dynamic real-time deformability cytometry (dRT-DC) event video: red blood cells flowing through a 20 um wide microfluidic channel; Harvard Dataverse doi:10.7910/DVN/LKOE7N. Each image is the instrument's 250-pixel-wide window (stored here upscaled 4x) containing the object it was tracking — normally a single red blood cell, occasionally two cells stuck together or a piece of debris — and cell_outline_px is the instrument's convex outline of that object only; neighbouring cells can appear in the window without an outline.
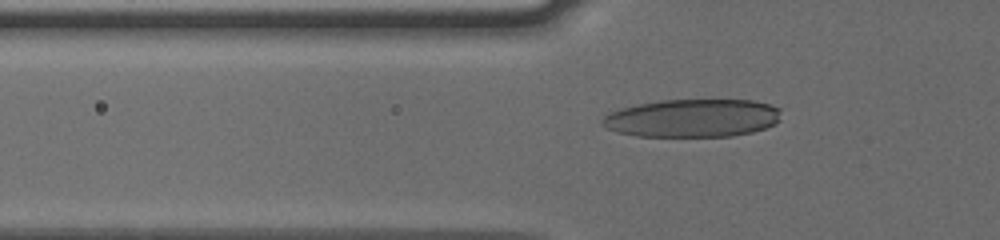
{"species": "human", "species_latin": "Homo sapiens", "temperature_condition": "cold", "stored_images_in_passage": 42, "camera_frame_rate_fps": 3000, "um_per_image_px": 0.085, "donor": {"sex": "male"}, "frame": {"image": 1, "passage_image": 7, "time_ms": 2.0, "image_size_px": [1000, 240], "cell_outline_px": [[780, 120], [776, 124], [752, 132], [732, 136], [636, 136], [616, 132], [600, 124], [600, 120], [604, 116], [612, 112], [624, 108], [640, 104], [660, 100], [752, 100], [768, 104], [780, 108]], "centroid_in_image_um": [58.88, 10.04], "position_along_channel_um": 66.9, "area_um2": 39.59}}
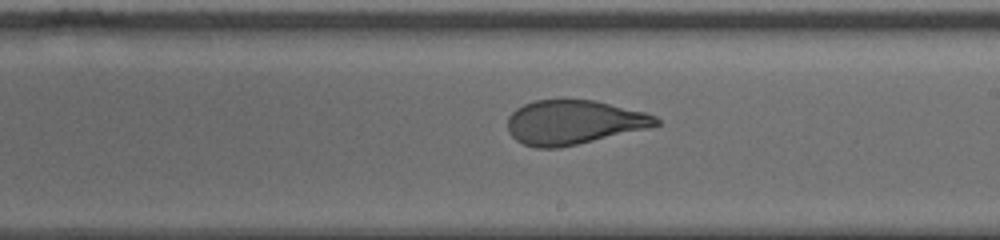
{"frame": {"image": 2, "passage_image": 21, "time_ms": 6.667, "image_size_px": [1000, 240], "cell_outline_px": [[660, 124], [648, 128], [560, 148], [536, 148], [524, 144], [516, 140], [508, 132], [508, 116], [516, 108], [524, 104], [536, 100], [592, 100], [644, 112], [656, 116], [660, 120]], "centroid_in_image_um": [48.74, 10.4], "position_along_channel_um": 240.3, "area_um2": 38.03}}
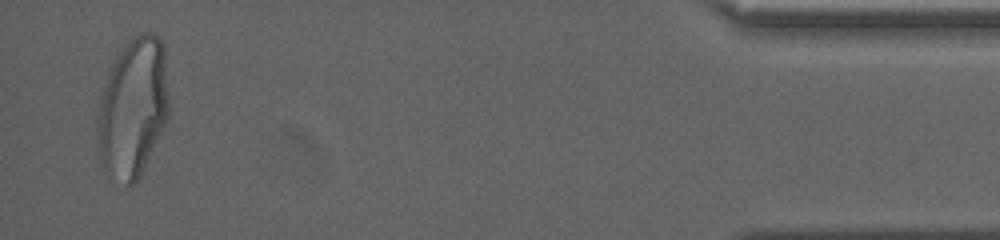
{"frame": {"image": 3, "passage_image": 41, "time_ms": 13.333, "image_size_px": [1000, 240], "cell_outline_px": [[168, 116], [144, 168], [140, 176], [132, 184], [128, 184], [104, 168], [100, 156], [96, 140], [96, 116], [100, 96], [112, 64], [116, 56], [128, 40], [140, 32], [152, 32], [164, 44], [168, 104]], "centroid_in_image_um": [11.28, 9.1], "position_along_channel_um": 423.9, "area_um2": 57.57}, "authors_computed_cell_mechanics": {"area_um2": 40.3733, "velocity_mm_per_s": 3.7955, "shape_relaxation_time_tau1_ms": 6.2187, "shape_relaxation_time_tau2_ms": 0.9414, "deformation_change_tau1": 0.2299, "deformation_change_tau2": 0.0827}}